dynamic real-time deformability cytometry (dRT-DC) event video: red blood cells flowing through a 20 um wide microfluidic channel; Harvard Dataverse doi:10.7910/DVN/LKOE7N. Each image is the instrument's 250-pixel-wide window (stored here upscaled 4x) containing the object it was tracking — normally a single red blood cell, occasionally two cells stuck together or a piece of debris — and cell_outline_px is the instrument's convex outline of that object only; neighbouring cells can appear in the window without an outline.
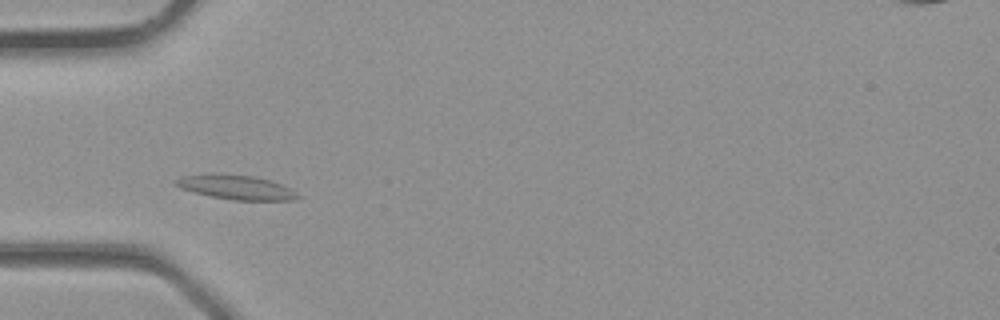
{"species": "common noctule bat (a hibernating species)", "species_latin": "Nyctalus noctula", "temperature_condition": "room temperature", "stored_images_in_passage": 2, "camera_frame_rate_fps": 3000, "um_per_image_px": 0.085, "animal": {"sex": "male", "body_mass_g": 23.1, "forearm_length_mm": 52.7}, "frame": {"image": 1, "passage_image": 2, "time_ms": 0.333, "image_size_px": [1000, 320], "cell_outline_px": [[300, 196], [292, 200], [232, 200], [212, 196], [180, 188], [172, 180], [180, 176], [212, 172], [256, 176], [280, 184], [296, 192]], "centroid_in_image_um": [20.0, 15.89], "position_along_channel_um": 65.0, "area_um2": 17.4}}